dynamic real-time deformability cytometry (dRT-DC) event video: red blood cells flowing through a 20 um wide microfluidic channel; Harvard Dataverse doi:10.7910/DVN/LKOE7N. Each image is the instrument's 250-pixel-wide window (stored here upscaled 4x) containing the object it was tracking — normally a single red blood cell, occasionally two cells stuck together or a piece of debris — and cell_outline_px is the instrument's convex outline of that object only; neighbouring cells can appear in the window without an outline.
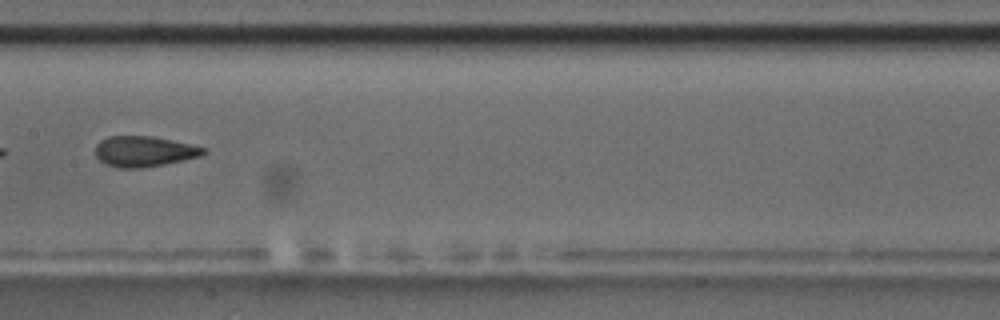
{"species": "common noctule bat (a hibernating species)", "species_latin": "Nyctalus noctula", "temperature_condition": "room temperature", "stored_images_in_passage": 9, "camera_frame_rate_fps": 3000, "um_per_image_px": 0.085, "animal": {"sex": "male", "body_mass_g": 17.5, "forearm_length_mm": 52.3}, "frame": {"image": 1, "passage_image": 8, "time_ms": 9.0, "image_size_px": [1000, 320], "cell_outline_px": [[208, 152], [200, 156], [184, 160], [164, 164], [140, 168], [120, 168], [104, 164], [96, 156], [96, 144], [100, 140], [108, 136], [152, 136], [208, 148]], "centroid_in_image_um": [12.25, 12.87], "position_along_channel_um": 195.1, "area_um2": 19.31}}